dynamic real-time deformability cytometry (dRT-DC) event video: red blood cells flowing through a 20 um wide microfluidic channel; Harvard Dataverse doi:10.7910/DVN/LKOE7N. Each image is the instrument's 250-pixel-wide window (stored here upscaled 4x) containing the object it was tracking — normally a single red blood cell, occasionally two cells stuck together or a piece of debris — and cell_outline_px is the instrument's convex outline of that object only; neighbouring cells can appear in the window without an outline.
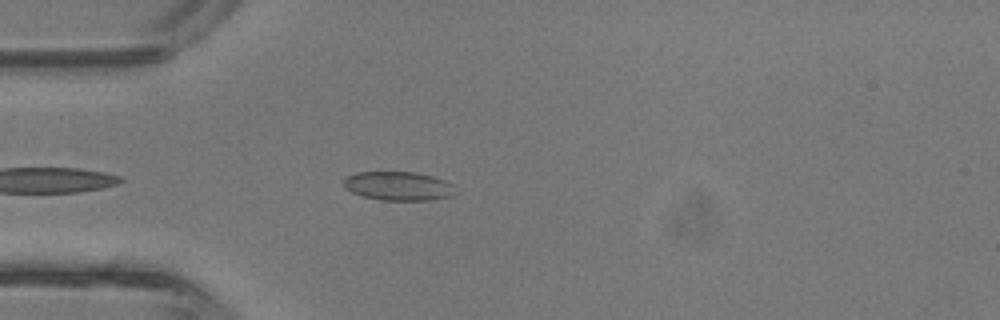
{"species": "common noctule bat (a hibernating species)", "species_latin": "Nyctalus noctula", "temperature_condition": "room temperature", "stored_images_in_passage": 3, "camera_frame_rate_fps": 3000, "um_per_image_px": 0.085, "animal": {"sex": "male", "body_mass_g": 13.3}, "frame": {"image": 1, "passage_image": 3, "time_ms": 0.667, "image_size_px": [1000, 320], "cell_outline_px": [[452, 196], [428, 200], [380, 200], [364, 196], [352, 192], [344, 188], [344, 180], [348, 176], [356, 172], [412, 172], [432, 176], [444, 180], [452, 184]], "centroid_in_image_um": [33.82, 15.81], "position_along_channel_um": 51.2, "area_um2": 18.5}}